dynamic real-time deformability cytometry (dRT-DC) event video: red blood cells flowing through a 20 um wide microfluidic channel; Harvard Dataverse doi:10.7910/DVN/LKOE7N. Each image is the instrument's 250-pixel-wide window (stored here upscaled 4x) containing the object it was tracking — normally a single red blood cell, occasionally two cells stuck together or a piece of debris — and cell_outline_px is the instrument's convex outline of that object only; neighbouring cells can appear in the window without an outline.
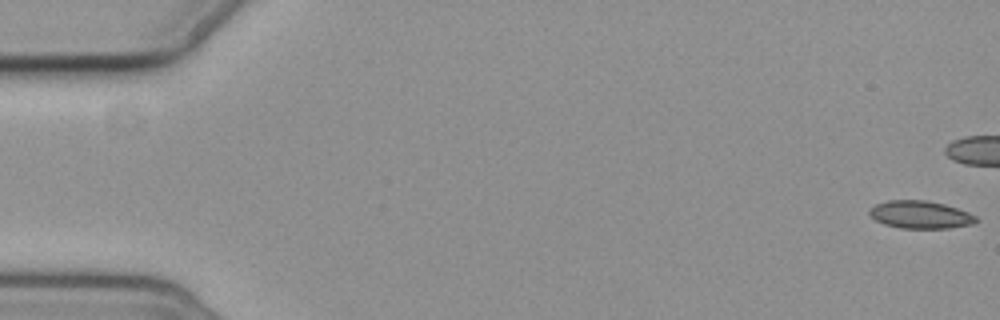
{"species": "common noctule bat (a hibernating species)", "species_latin": "Nyctalus noctula", "temperature_condition": "cold", "stored_images_in_passage": 7, "camera_frame_rate_fps": 3000, "um_per_image_px": 0.085, "animal": {"sex": "female", "body_mass_g": 19.3, "forearm_length_mm": 54.1}, "frame": {"image": 1, "passage_image": 1, "time_ms": 0.0, "image_size_px": [1000, 320], "cell_outline_px": [[980, 220], [972, 224], [948, 228], [900, 228], [884, 224], [876, 220], [868, 212], [876, 204], [888, 200], [928, 200], [944, 204], [968, 212], [976, 216]], "centroid_in_image_um": [78.25, 18.24], "position_along_channel_um": 6.7, "area_um2": 17.11}}
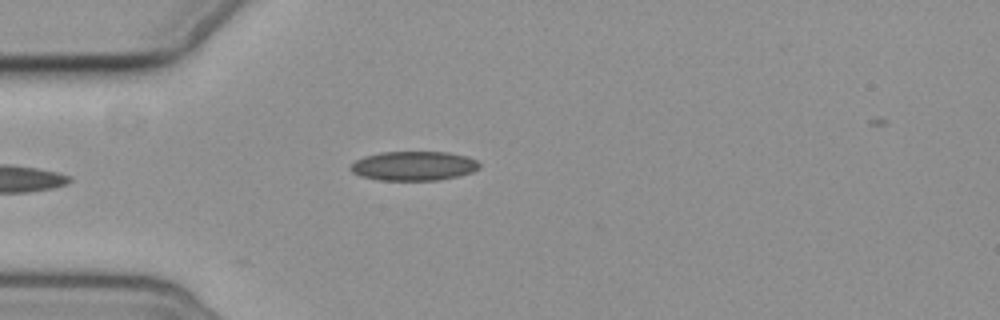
{"frame": {"image": 2, "passage_image": 6, "time_ms": 6.667, "image_size_px": [1000, 320], "cell_outline_px": [[480, 168], [472, 172], [456, 176], [436, 180], [380, 180], [360, 176], [352, 172], [348, 168], [356, 160], [364, 156], [380, 152], [448, 152], [468, 156], [476, 160], [480, 164]], "centroid_in_image_um": [35.16, 14.09], "position_along_channel_um": 49.8, "area_um2": 22.02}}